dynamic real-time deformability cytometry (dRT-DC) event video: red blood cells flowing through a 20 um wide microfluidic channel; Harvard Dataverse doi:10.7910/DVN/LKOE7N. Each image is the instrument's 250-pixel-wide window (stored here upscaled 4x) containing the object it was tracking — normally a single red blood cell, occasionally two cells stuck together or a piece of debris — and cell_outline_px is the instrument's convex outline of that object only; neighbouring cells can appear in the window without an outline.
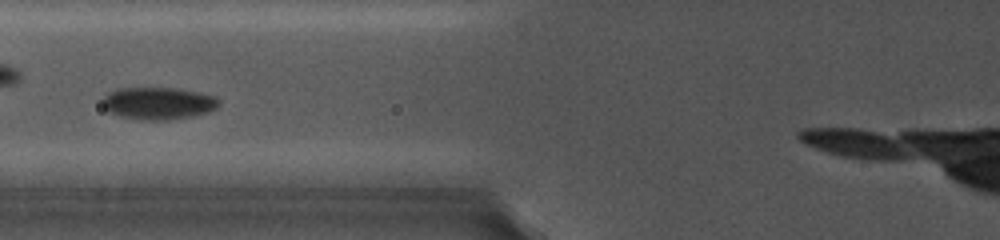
{"species": "common noctule bat (a hibernating species)", "species_latin": "Nyctalus noctula", "temperature_condition": "cold", "stored_images_in_passage": 9, "camera_frame_rate_fps": 5000, "um_per_image_px": 0.085, "animal": {"sex": "female", "body_mass_g": 19.0, "forearm_length_mm": 56.7}, "frame": {"image": 1, "passage_image": 3, "time_ms": 2.2, "image_size_px": [1000, 240], "cell_outline_px": [[220, 104], [216, 108], [208, 112], [192, 116], [168, 120], [148, 120], [120, 116], [108, 112], [104, 108], [104, 96], [108, 92], [116, 88], [176, 88], [200, 92], [216, 96], [220, 100]], "centroid_in_image_um": [13.48, 8.77], "position_along_channel_um": 112.3, "area_um2": 21.96}}
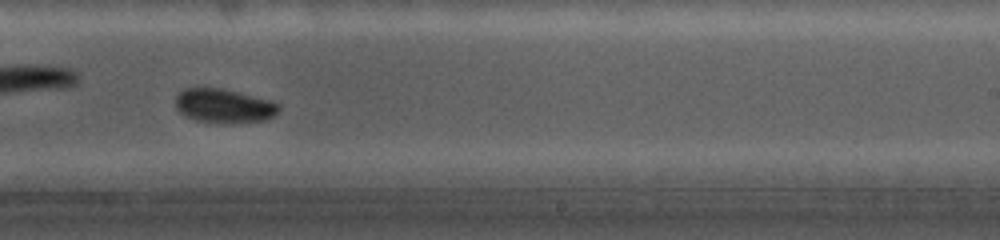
{"frame": {"image": 2, "passage_image": 7, "time_ms": 6.4, "image_size_px": [1000, 240], "cell_outline_px": [[280, 108], [276, 116], [268, 120], [228, 124], [216, 124], [196, 120], [184, 116], [176, 108], [176, 96], [184, 88], [220, 88], [272, 100], [280, 104]], "centroid_in_image_um": [19.08, 9.03], "position_along_channel_um": 269.9, "area_um2": 20.98}}